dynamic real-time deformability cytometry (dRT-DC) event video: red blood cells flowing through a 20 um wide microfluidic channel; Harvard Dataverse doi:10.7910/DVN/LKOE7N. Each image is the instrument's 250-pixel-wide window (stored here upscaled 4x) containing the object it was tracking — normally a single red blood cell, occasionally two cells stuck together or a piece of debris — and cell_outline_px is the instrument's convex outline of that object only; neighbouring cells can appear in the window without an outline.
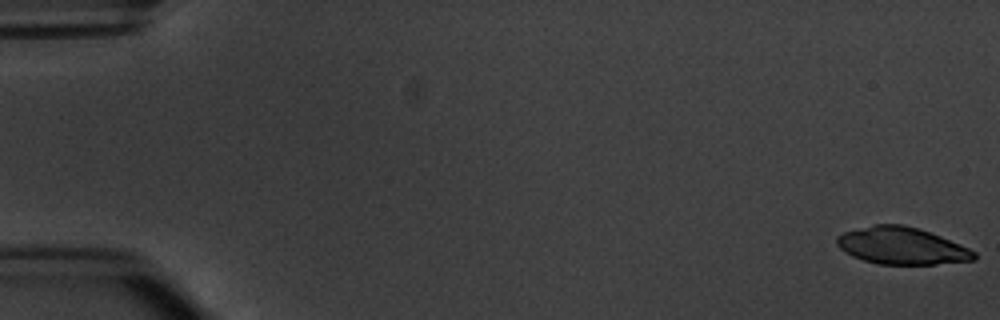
{"species": "common noctule bat (a hibernating species)", "species_latin": "Nyctalus noctula", "temperature_condition": "warm", "stored_images_in_passage": 6, "camera_frame_rate_fps": 3000, "um_per_image_px": 0.085, "animal": {"sex": "male", "body_mass_g": 20.1, "forearm_length_mm": 53.5}, "frame": {"image": 1, "passage_image": 1, "time_ms": 0.0, "image_size_px": [1000, 320], "cell_outline_px": [[976, 260], [936, 264], [876, 264], [852, 256], [844, 252], [836, 244], [836, 236], [844, 232], [876, 224], [904, 224], [920, 228], [960, 244], [976, 252]], "centroid_in_image_um": [76.64, 20.89], "position_along_channel_um": 8.4, "area_um2": 29.71}}